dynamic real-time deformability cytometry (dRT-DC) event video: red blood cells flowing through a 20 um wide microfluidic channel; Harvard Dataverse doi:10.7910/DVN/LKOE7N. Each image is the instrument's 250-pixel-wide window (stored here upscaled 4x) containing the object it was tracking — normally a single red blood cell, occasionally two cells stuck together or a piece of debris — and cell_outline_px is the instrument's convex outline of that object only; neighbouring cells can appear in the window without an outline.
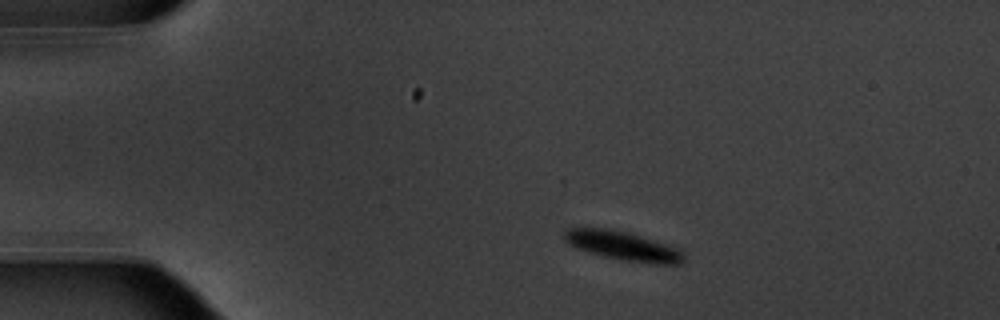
{"species": "common noctule bat (a hibernating species)", "species_latin": "Nyctalus noctula", "temperature_condition": "warm", "stored_images_in_passage": 5, "camera_frame_rate_fps": 3000, "um_per_image_px": 0.085, "animal": {"sex": "male", "body_mass_g": 20.1, "forearm_length_mm": 53.5}, "frame": {"image": 1, "passage_image": 1, "time_ms": 0.0, "image_size_px": [1000, 320], "cell_outline_px": [[688, 260], [680, 264], [652, 264], [620, 260], [588, 252], [576, 248], [568, 244], [564, 240], [564, 232], [568, 228], [580, 224], [608, 228], [624, 232], [680, 248], [684, 252]], "centroid_in_image_um": [52.91, 20.88], "position_along_channel_um": 32.1, "area_um2": 20.92}}